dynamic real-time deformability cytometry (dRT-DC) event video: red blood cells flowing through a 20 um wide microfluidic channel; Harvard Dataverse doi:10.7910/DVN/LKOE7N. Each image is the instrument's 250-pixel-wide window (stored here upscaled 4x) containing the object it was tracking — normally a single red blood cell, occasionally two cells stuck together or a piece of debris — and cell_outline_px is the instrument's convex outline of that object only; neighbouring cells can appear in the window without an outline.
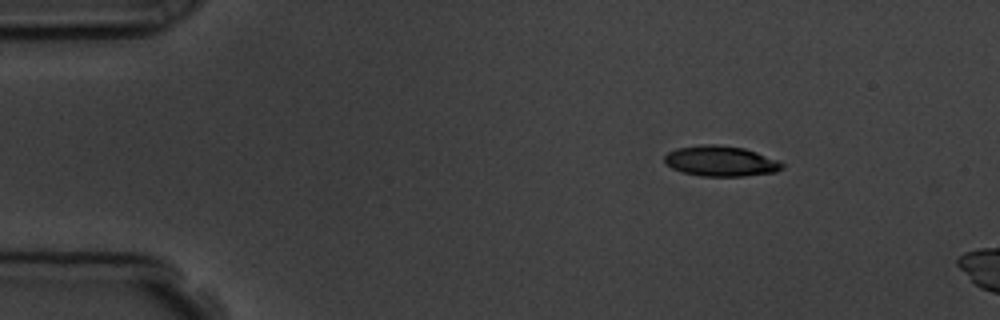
{"species": "common noctule bat (a hibernating species)", "species_latin": "Nyctalus noctula", "temperature_condition": "room temperature", "stored_images_in_passage": 4, "camera_frame_rate_fps": 3000, "um_per_image_px": 0.085, "animal": {"sex": "male", "body_mass_g": 19.5, "forearm_length_mm": 54.6}, "frame": {"image": 1, "passage_image": 1, "time_ms": 0.0, "image_size_px": [1000, 320], "cell_outline_px": [[784, 168], [776, 172], [744, 176], [700, 176], [684, 172], [672, 168], [664, 164], [664, 156], [668, 152], [676, 148], [700, 144], [716, 144], [744, 148], [780, 160], [784, 164]], "centroid_in_image_um": [61.27, 13.69], "position_along_channel_um": 23.7, "area_um2": 21.1}}